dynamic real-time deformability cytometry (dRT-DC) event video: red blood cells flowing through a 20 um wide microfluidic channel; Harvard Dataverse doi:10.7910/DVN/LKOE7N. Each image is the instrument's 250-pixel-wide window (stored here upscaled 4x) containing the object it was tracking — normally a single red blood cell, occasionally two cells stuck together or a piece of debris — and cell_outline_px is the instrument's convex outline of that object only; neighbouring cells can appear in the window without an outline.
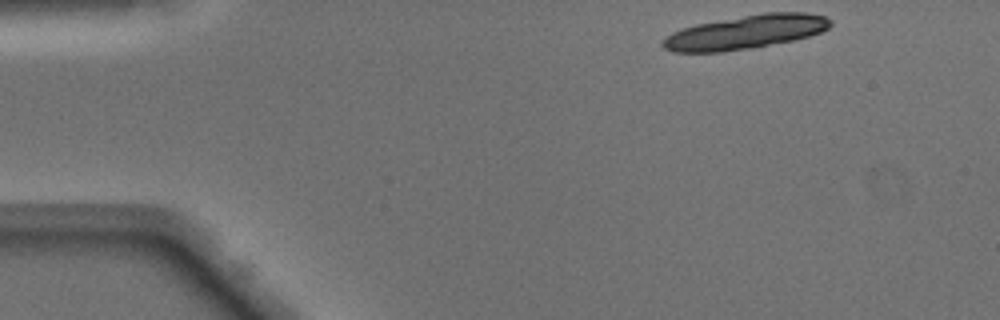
{"species": "Egyptian fruit bat (a non-hibernating species)", "species_latin": "Rousettus aegyptiacus", "temperature_condition": "warm", "stored_images_in_passage": 13, "camera_frame_rate_fps": 3000, "um_per_image_px": 0.085, "animal": {"sex": "male"}, "frame": {"image": 1, "passage_image": 1, "time_ms": 0.0, "image_size_px": [1000, 320], "cell_outline_px": [[832, 24], [828, 28], [820, 32], [808, 36], [792, 40], [752, 48], [724, 52], [672, 52], [664, 48], [660, 44], [660, 40], [672, 32], [696, 24], [764, 12], [804, 12], [824, 16], [832, 20]], "centroid_in_image_um": [63.34, 2.73], "position_along_channel_um": 21.7, "area_um2": 33.06}}